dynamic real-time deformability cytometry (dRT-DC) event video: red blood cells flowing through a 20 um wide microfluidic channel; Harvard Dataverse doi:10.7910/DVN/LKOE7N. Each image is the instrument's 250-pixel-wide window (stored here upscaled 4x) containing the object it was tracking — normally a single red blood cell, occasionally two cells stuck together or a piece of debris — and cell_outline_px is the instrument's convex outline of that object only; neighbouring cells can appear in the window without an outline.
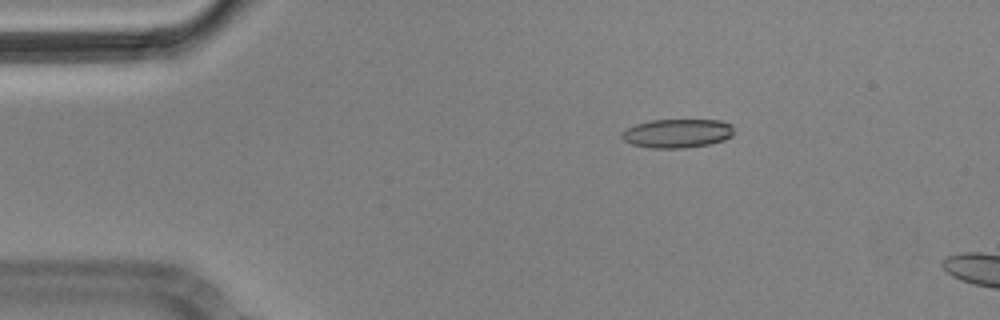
{"species": "Egyptian fruit bat (a non-hibernating species)", "species_latin": "Rousettus aegyptiacus", "temperature_condition": "cold", "stored_images_in_passage": 4, "camera_frame_rate_fps": 3000, "um_per_image_px": 0.085, "animal": {"sex": "male"}, "frame": {"image": 1, "passage_image": 3, "time_ms": 0.667, "image_size_px": [1000, 320], "cell_outline_px": [[732, 136], [724, 140], [708, 144], [684, 148], [652, 148], [632, 144], [624, 140], [620, 136], [628, 128], [636, 124], [652, 120], [720, 120], [732, 124]], "centroid_in_image_um": [57.58, 11.33], "position_along_channel_um": 27.4, "area_um2": 18.67}}